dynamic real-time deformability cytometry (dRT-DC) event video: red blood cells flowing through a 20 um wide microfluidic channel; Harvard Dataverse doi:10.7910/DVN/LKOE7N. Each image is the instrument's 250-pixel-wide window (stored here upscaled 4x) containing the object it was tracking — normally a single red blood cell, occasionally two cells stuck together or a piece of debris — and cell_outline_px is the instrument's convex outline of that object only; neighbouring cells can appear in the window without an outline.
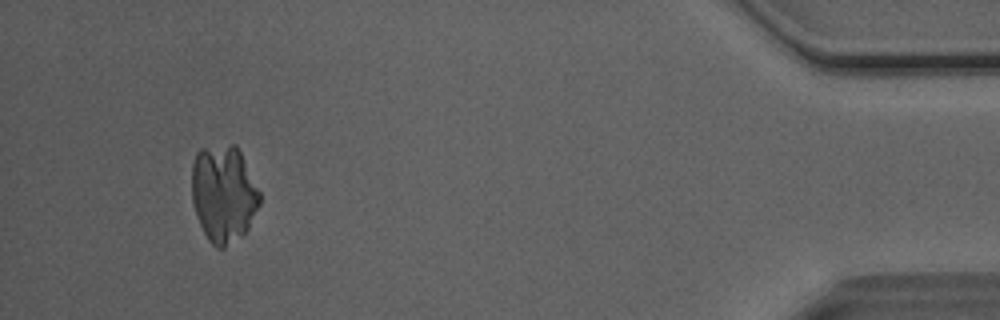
{"species": "Egyptian fruit bat (a non-hibernating species)", "species_latin": "Rousettus aegyptiacus", "temperature_condition": "room temperature", "stored_images_in_passage": 50, "camera_frame_rate_fps": 3000, "um_per_image_px": 0.085, "animal": {"sex": "male"}, "frame": {"image": 1, "passage_image": 47, "time_ms": 15.333, "image_size_px": [1000, 320], "cell_outline_px": [[260, 204], [248, 228], [240, 236], [224, 248], [216, 248], [208, 240], [200, 224], [192, 200], [192, 164], [196, 152], [200, 148], [232, 144], [236, 144], [260, 192]], "centroid_in_image_um": [18.99, 16.45], "position_along_channel_um": 416.2, "area_um2": 38.26}}